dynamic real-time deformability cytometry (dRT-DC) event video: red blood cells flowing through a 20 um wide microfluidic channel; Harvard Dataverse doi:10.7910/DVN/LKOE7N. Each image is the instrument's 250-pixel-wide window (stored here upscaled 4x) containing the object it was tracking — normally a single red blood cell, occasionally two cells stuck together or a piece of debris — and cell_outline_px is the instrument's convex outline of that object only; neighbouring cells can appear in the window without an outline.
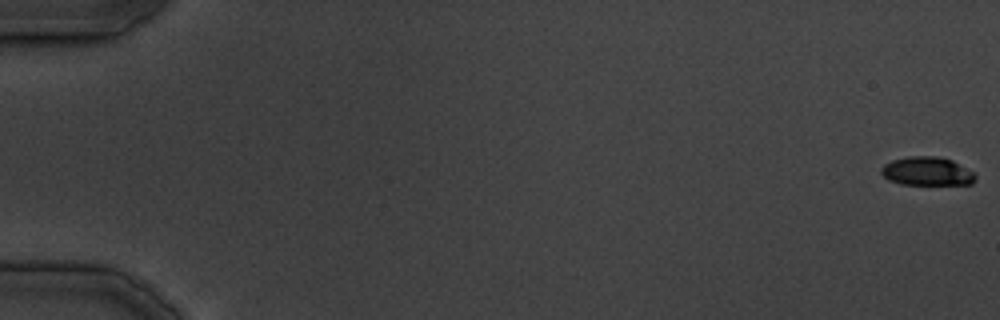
{"species": "common noctule bat (a hibernating species)", "species_latin": "Nyctalus noctula", "temperature_condition": "cold", "stored_images_in_passage": 15, "camera_frame_rate_fps": 3000, "um_per_image_px": 0.085, "animal": {"sex": "male", "body_mass_g": 19.5, "forearm_length_mm": 54.6}, "frame": {"image": 1, "passage_image": 1, "time_ms": 0.0, "image_size_px": [1000, 320], "cell_outline_px": [[976, 180], [972, 184], [900, 184], [888, 180], [880, 172], [880, 168], [884, 164], [892, 160], [908, 156], [940, 156], [952, 160], [972, 172], [976, 176]], "centroid_in_image_um": [78.77, 14.55], "position_along_channel_um": 6.2, "area_um2": 15.72}}
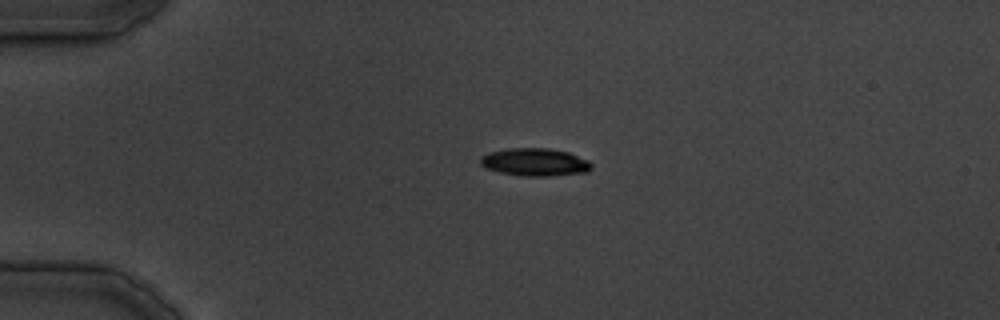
{"frame": {"image": 2, "passage_image": 10, "time_ms": 11.333, "image_size_px": [1000, 320], "cell_outline_px": [[592, 168], [588, 172], [552, 176], [520, 176], [500, 172], [484, 168], [480, 164], [480, 156], [488, 152], [508, 148], [548, 148], [568, 152], [588, 160], [592, 164]], "centroid_in_image_um": [45.45, 13.78], "position_along_channel_um": 39.6, "area_um2": 18.21}}